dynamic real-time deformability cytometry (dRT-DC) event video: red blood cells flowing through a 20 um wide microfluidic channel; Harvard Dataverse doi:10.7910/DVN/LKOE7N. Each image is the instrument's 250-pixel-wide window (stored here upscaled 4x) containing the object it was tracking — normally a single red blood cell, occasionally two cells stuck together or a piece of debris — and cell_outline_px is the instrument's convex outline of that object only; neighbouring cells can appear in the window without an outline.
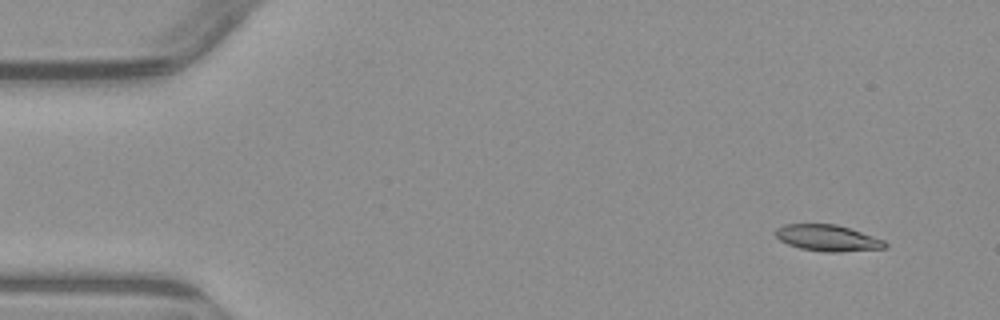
{"species": "common noctule bat (a hibernating species)", "species_latin": "Nyctalus noctula", "temperature_condition": "warm", "stored_images_in_passage": 4, "camera_frame_rate_fps": 3000, "um_per_image_px": 0.085, "animal": {"sex": "male", "body_mass_g": 23.1, "forearm_length_mm": 52.7}, "frame": {"image": 1, "passage_image": 1, "time_ms": 0.0, "image_size_px": [1000, 320], "cell_outline_px": [[888, 248], [840, 252], [824, 252], [800, 248], [788, 244], [780, 240], [776, 236], [776, 228], [784, 224], [836, 224], [884, 240], [888, 244]], "centroid_in_image_um": [70.36, 20.24], "position_along_channel_um": 14.6, "area_um2": 16.7}}
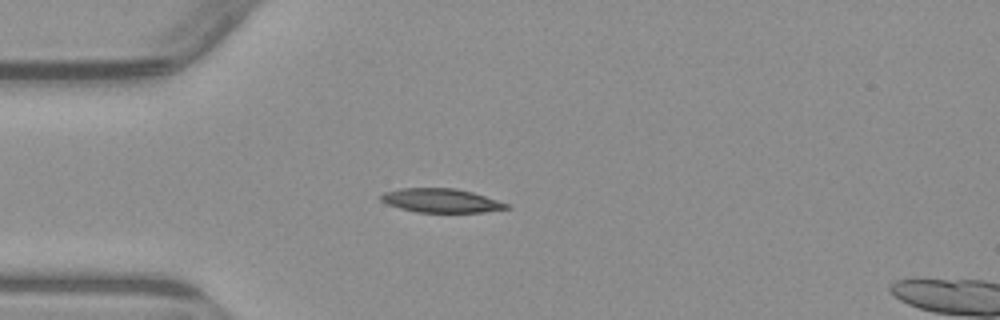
{"frame": {"image": 2, "passage_image": 4, "time_ms": 3.333, "image_size_px": [1000, 320], "cell_outline_px": [[512, 208], [484, 212], [416, 212], [400, 208], [388, 204], [380, 200], [380, 196], [384, 192], [400, 188], [456, 188], [472, 192], [508, 204]], "centroid_in_image_um": [37.48, 17.05], "position_along_channel_um": 47.5, "area_um2": 17.4}}